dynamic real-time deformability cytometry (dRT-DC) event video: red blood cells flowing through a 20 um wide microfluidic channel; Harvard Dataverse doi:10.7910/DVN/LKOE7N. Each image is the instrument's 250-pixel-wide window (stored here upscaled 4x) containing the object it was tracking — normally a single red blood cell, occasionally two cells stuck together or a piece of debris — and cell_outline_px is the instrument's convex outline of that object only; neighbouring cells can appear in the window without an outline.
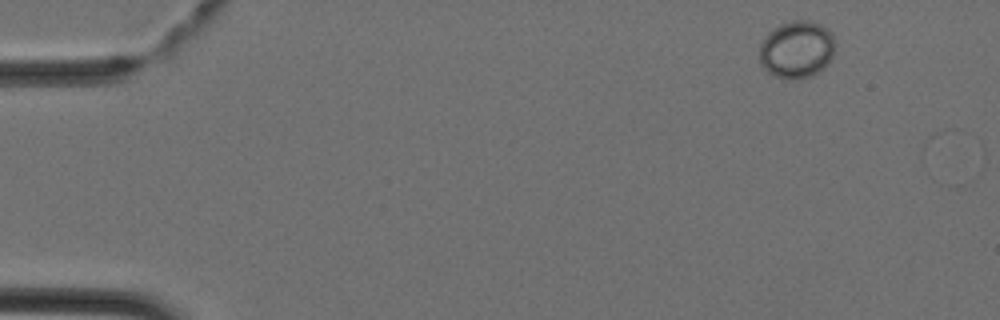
{"species": "Egyptian fruit bat (a non-hibernating species)", "species_latin": "Rousettus aegyptiacus", "temperature_condition": "cold", "stored_images_in_passage": 4, "camera_frame_rate_fps": 3000, "um_per_image_px": 0.085, "animal": {"sex": "female"}, "frame": {"image": 1, "passage_image": 4, "time_ms": 1.0, "image_size_px": [1000, 320], "cell_outline_px": [[836, 44], [832, 56], [828, 64], [812, 76], [776, 76], [768, 72], [760, 64], [760, 44], [764, 36], [768, 32], [780, 24], [792, 20], [808, 20], [820, 24], [828, 28], [832, 32]], "centroid_in_image_um": [67.74, 4.14], "position_along_channel_um": 17.3, "area_um2": 25.09}}